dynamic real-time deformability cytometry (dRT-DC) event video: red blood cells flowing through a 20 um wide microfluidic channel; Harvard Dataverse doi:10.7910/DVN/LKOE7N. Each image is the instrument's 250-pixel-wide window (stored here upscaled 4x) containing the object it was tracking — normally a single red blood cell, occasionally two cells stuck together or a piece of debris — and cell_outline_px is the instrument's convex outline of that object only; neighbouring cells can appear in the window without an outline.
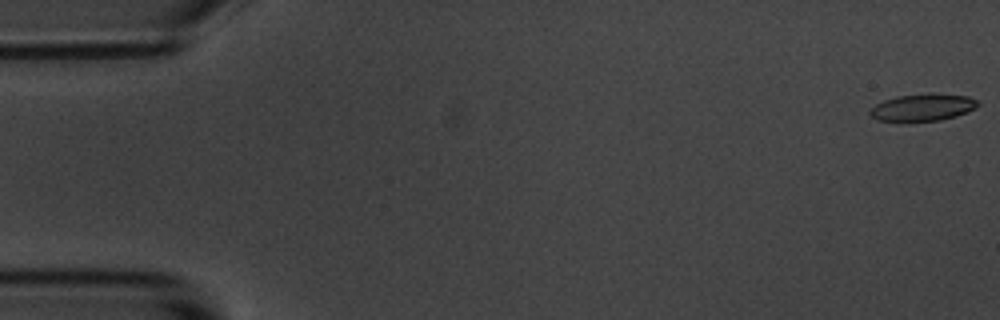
{"species": "common noctule bat (a hibernating species)", "species_latin": "Nyctalus noctula", "temperature_condition": "room temperature", "stored_images_in_passage": 51, "camera_frame_rate_fps": 3000, "um_per_image_px": 0.085, "animal": {"sex": "male", "body_mass_g": 20.1, "forearm_length_mm": 53.5}, "frame": {"image": 1, "passage_image": 1, "time_ms": 0.0, "image_size_px": [1000, 320], "cell_outline_px": [[980, 104], [976, 108], [956, 116], [940, 120], [900, 124], [876, 120], [868, 112], [876, 104], [884, 100], [896, 96], [968, 96], [976, 100]], "centroid_in_image_um": [78.34, 9.22], "position_along_channel_um": 6.7, "area_um2": 16.82}}
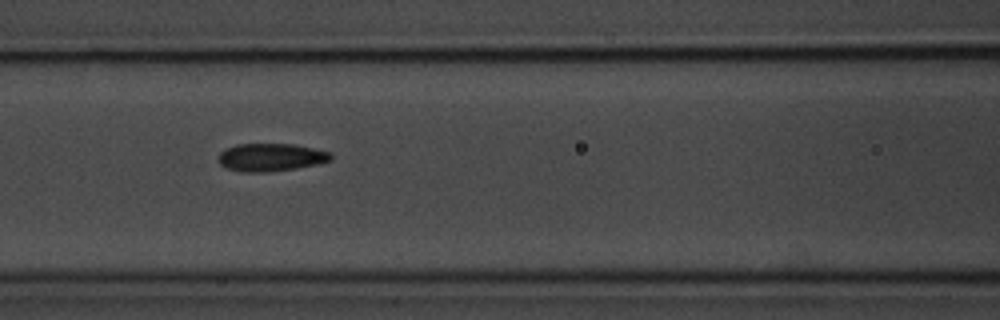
{"frame": {"image": 2, "passage_image": 24, "time_ms": 7.667, "image_size_px": [1000, 320], "cell_outline_px": [[332, 160], [316, 164], [292, 168], [260, 172], [244, 172], [228, 168], [220, 164], [220, 152], [224, 148], [236, 144], [296, 144], [332, 152]], "centroid_in_image_um": [23.04, 13.34], "position_along_channel_um": 143.6, "area_um2": 18.03}}
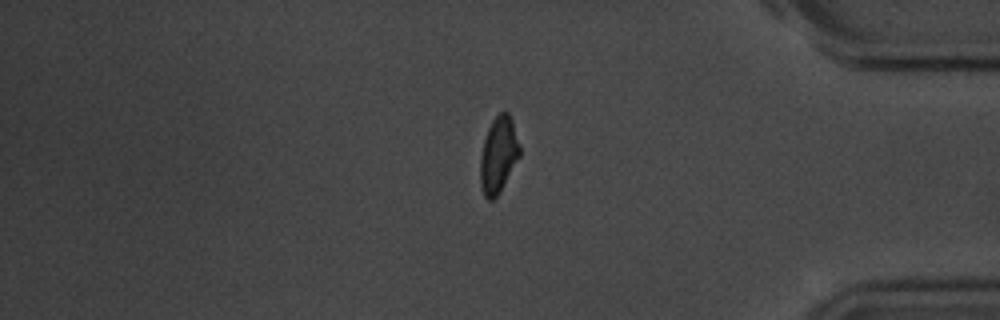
{"frame": {"image": 3, "passage_image": 47, "time_ms": 15.333, "image_size_px": [1000, 320], "cell_outline_px": [[520, 156], [500, 192], [492, 200], [488, 200], [484, 196], [480, 184], [480, 156], [484, 140], [488, 128], [492, 120], [500, 112], [508, 112], [512, 120], [520, 144]], "centroid_in_image_um": [42.37, 13.17], "position_along_channel_um": 392.8, "area_um2": 17.57}, "authors_computed_cell_mechanics": {"area_um2": 17.9758, "velocity_mm_per_s": 3.5982, "shape_relaxation_time_tau1_ms": 3.3913, "shape_relaxation_time_tau2_ms": 1.4869, "deformation_change_tau1": 0.124, "deformation_change_tau2": 0.0677}}